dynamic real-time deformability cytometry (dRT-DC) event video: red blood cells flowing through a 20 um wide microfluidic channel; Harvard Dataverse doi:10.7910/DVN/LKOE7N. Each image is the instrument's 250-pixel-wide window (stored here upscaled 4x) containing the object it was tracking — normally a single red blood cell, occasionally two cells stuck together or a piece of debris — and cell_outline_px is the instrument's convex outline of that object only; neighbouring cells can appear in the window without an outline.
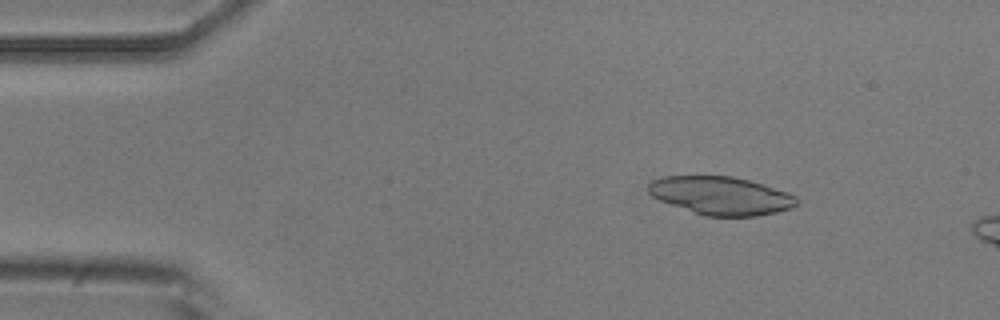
{"species": "common noctule bat (a hibernating species)", "species_latin": "Nyctalus noctula", "temperature_condition": "room temperature", "stored_images_in_passage": 5, "camera_frame_rate_fps": 3000, "um_per_image_px": 0.085, "animal": {"sex": "male", "body_mass_g": 20.5, "forearm_length_mm": 52.5}, "frame": {"image": 1, "passage_image": 3, "time_ms": 2.0, "image_size_px": [1000, 320], "cell_outline_px": [[800, 200], [792, 208], [776, 212], [756, 216], [704, 216], [660, 200], [652, 196], [648, 192], [648, 184], [652, 180], [664, 176], [732, 176], [764, 184], [788, 192], [796, 196]], "centroid_in_image_um": [61.3, 16.63], "position_along_channel_um": 23.7, "area_um2": 33.0}}